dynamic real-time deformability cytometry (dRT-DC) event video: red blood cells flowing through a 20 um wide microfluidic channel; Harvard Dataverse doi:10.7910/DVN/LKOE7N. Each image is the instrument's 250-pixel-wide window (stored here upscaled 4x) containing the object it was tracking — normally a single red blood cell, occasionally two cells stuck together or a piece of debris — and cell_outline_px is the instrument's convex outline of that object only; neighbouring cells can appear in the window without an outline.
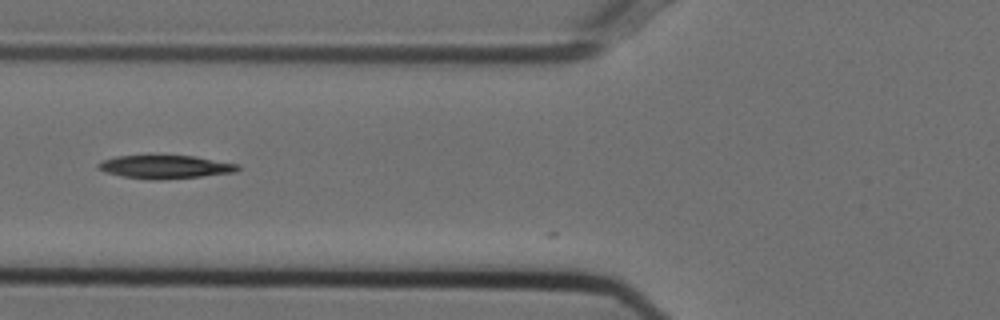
{"species": "Egyptian fruit bat (a non-hibernating species)", "species_latin": "Rousettus aegyptiacus", "temperature_condition": "cold", "stored_images_in_passage": 4, "camera_frame_rate_fps": 3000, "um_per_image_px": 0.085, "animal": {"sex": "female"}, "frame": {"image": 1, "passage_image": 3, "time_ms": 0.667, "image_size_px": [1000, 320], "cell_outline_px": [[240, 168], [232, 172], [200, 176], [160, 180], [152, 180], [120, 176], [96, 168], [96, 164], [100, 160], [116, 156], [148, 152], [196, 156], [240, 164]], "centroid_in_image_um": [13.94, 14.12], "position_along_channel_um": 111.9, "area_um2": 20.06}}